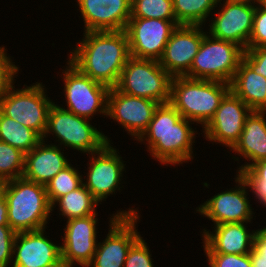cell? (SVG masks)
Segmentation results:
<instances>
[{"label":"cell","mask_w":266,"mask_h":267,"mask_svg":"<svg viewBox=\"0 0 266 267\" xmlns=\"http://www.w3.org/2000/svg\"><path fill=\"white\" fill-rule=\"evenodd\" d=\"M7 202L9 226L17 233L47 228L52 206L46 186L23 177L0 183Z\"/></svg>","instance_id":"obj_3"},{"label":"cell","mask_w":266,"mask_h":267,"mask_svg":"<svg viewBox=\"0 0 266 267\" xmlns=\"http://www.w3.org/2000/svg\"><path fill=\"white\" fill-rule=\"evenodd\" d=\"M44 229L16 233L11 267H45L61 259L60 244L48 239Z\"/></svg>","instance_id":"obj_19"},{"label":"cell","mask_w":266,"mask_h":267,"mask_svg":"<svg viewBox=\"0 0 266 267\" xmlns=\"http://www.w3.org/2000/svg\"><path fill=\"white\" fill-rule=\"evenodd\" d=\"M230 91L252 111H266V78L242 59L230 82Z\"/></svg>","instance_id":"obj_24"},{"label":"cell","mask_w":266,"mask_h":267,"mask_svg":"<svg viewBox=\"0 0 266 267\" xmlns=\"http://www.w3.org/2000/svg\"><path fill=\"white\" fill-rule=\"evenodd\" d=\"M237 186L215 194L196 208V212L212 220L213 225L225 223L250 222L254 212L250 204L248 185L243 178L236 174Z\"/></svg>","instance_id":"obj_14"},{"label":"cell","mask_w":266,"mask_h":267,"mask_svg":"<svg viewBox=\"0 0 266 267\" xmlns=\"http://www.w3.org/2000/svg\"><path fill=\"white\" fill-rule=\"evenodd\" d=\"M0 225H9L7 216V202L3 190L1 188H0Z\"/></svg>","instance_id":"obj_39"},{"label":"cell","mask_w":266,"mask_h":267,"mask_svg":"<svg viewBox=\"0 0 266 267\" xmlns=\"http://www.w3.org/2000/svg\"><path fill=\"white\" fill-rule=\"evenodd\" d=\"M252 110L229 91L221 100L210 121L202 128L206 140L222 143L230 150L239 141L246 117Z\"/></svg>","instance_id":"obj_15"},{"label":"cell","mask_w":266,"mask_h":267,"mask_svg":"<svg viewBox=\"0 0 266 267\" xmlns=\"http://www.w3.org/2000/svg\"><path fill=\"white\" fill-rule=\"evenodd\" d=\"M176 22L179 25L205 26L207 18L213 15L218 0H172Z\"/></svg>","instance_id":"obj_27"},{"label":"cell","mask_w":266,"mask_h":267,"mask_svg":"<svg viewBox=\"0 0 266 267\" xmlns=\"http://www.w3.org/2000/svg\"><path fill=\"white\" fill-rule=\"evenodd\" d=\"M18 75H0V99L5 95L9 86L14 82Z\"/></svg>","instance_id":"obj_40"},{"label":"cell","mask_w":266,"mask_h":267,"mask_svg":"<svg viewBox=\"0 0 266 267\" xmlns=\"http://www.w3.org/2000/svg\"><path fill=\"white\" fill-rule=\"evenodd\" d=\"M5 46L0 47V75H16L19 72V66L12 62L10 56H7Z\"/></svg>","instance_id":"obj_38"},{"label":"cell","mask_w":266,"mask_h":267,"mask_svg":"<svg viewBox=\"0 0 266 267\" xmlns=\"http://www.w3.org/2000/svg\"><path fill=\"white\" fill-rule=\"evenodd\" d=\"M242 59L254 70L255 73L266 78V46L247 48Z\"/></svg>","instance_id":"obj_36"},{"label":"cell","mask_w":266,"mask_h":267,"mask_svg":"<svg viewBox=\"0 0 266 267\" xmlns=\"http://www.w3.org/2000/svg\"><path fill=\"white\" fill-rule=\"evenodd\" d=\"M266 111H252L245 120L239 141L230 150L242 156L245 165L237 169V174L249 169L254 163L266 160ZM247 163V164H246Z\"/></svg>","instance_id":"obj_23"},{"label":"cell","mask_w":266,"mask_h":267,"mask_svg":"<svg viewBox=\"0 0 266 267\" xmlns=\"http://www.w3.org/2000/svg\"><path fill=\"white\" fill-rule=\"evenodd\" d=\"M63 69L64 97L67 109L73 114L92 120L96 113L107 115V98L110 88L92 80L69 61Z\"/></svg>","instance_id":"obj_10"},{"label":"cell","mask_w":266,"mask_h":267,"mask_svg":"<svg viewBox=\"0 0 266 267\" xmlns=\"http://www.w3.org/2000/svg\"><path fill=\"white\" fill-rule=\"evenodd\" d=\"M24 161L25 153L0 141V183L22 177Z\"/></svg>","instance_id":"obj_30"},{"label":"cell","mask_w":266,"mask_h":267,"mask_svg":"<svg viewBox=\"0 0 266 267\" xmlns=\"http://www.w3.org/2000/svg\"><path fill=\"white\" fill-rule=\"evenodd\" d=\"M45 267H67V265L62 259H60L57 263Z\"/></svg>","instance_id":"obj_42"},{"label":"cell","mask_w":266,"mask_h":267,"mask_svg":"<svg viewBox=\"0 0 266 267\" xmlns=\"http://www.w3.org/2000/svg\"><path fill=\"white\" fill-rule=\"evenodd\" d=\"M84 32L125 30L131 16V0H76Z\"/></svg>","instance_id":"obj_20"},{"label":"cell","mask_w":266,"mask_h":267,"mask_svg":"<svg viewBox=\"0 0 266 267\" xmlns=\"http://www.w3.org/2000/svg\"><path fill=\"white\" fill-rule=\"evenodd\" d=\"M48 134L55 135L60 145L91 154L101 150L107 143H111L95 126L90 124L89 119L79 117L64 107L53 103L48 112L47 129L43 140Z\"/></svg>","instance_id":"obj_5"},{"label":"cell","mask_w":266,"mask_h":267,"mask_svg":"<svg viewBox=\"0 0 266 267\" xmlns=\"http://www.w3.org/2000/svg\"><path fill=\"white\" fill-rule=\"evenodd\" d=\"M266 46V3L256 5L253 30L249 39L248 48Z\"/></svg>","instance_id":"obj_33"},{"label":"cell","mask_w":266,"mask_h":267,"mask_svg":"<svg viewBox=\"0 0 266 267\" xmlns=\"http://www.w3.org/2000/svg\"><path fill=\"white\" fill-rule=\"evenodd\" d=\"M71 163L54 176L45 186L51 206L62 196L79 188L85 179ZM84 179V180H83Z\"/></svg>","instance_id":"obj_28"},{"label":"cell","mask_w":266,"mask_h":267,"mask_svg":"<svg viewBox=\"0 0 266 267\" xmlns=\"http://www.w3.org/2000/svg\"><path fill=\"white\" fill-rule=\"evenodd\" d=\"M229 91L230 84L225 82L175 76L169 103L183 118L204 127Z\"/></svg>","instance_id":"obj_4"},{"label":"cell","mask_w":266,"mask_h":267,"mask_svg":"<svg viewBox=\"0 0 266 267\" xmlns=\"http://www.w3.org/2000/svg\"><path fill=\"white\" fill-rule=\"evenodd\" d=\"M15 235L9 225H0V267L11 266Z\"/></svg>","instance_id":"obj_35"},{"label":"cell","mask_w":266,"mask_h":267,"mask_svg":"<svg viewBox=\"0 0 266 267\" xmlns=\"http://www.w3.org/2000/svg\"><path fill=\"white\" fill-rule=\"evenodd\" d=\"M41 140L30 152L25 154L23 178L46 185L70 162L64 156V149Z\"/></svg>","instance_id":"obj_22"},{"label":"cell","mask_w":266,"mask_h":267,"mask_svg":"<svg viewBox=\"0 0 266 267\" xmlns=\"http://www.w3.org/2000/svg\"><path fill=\"white\" fill-rule=\"evenodd\" d=\"M239 175L255 194L260 204H266V160L254 163L249 169L241 171Z\"/></svg>","instance_id":"obj_31"},{"label":"cell","mask_w":266,"mask_h":267,"mask_svg":"<svg viewBox=\"0 0 266 267\" xmlns=\"http://www.w3.org/2000/svg\"><path fill=\"white\" fill-rule=\"evenodd\" d=\"M41 140L42 138L34 130L5 116L0 111V141L17 148L26 154Z\"/></svg>","instance_id":"obj_26"},{"label":"cell","mask_w":266,"mask_h":267,"mask_svg":"<svg viewBox=\"0 0 266 267\" xmlns=\"http://www.w3.org/2000/svg\"><path fill=\"white\" fill-rule=\"evenodd\" d=\"M221 1L218 3L222 9L214 14L207 33L213 38L235 43L245 51L253 30L256 5L232 0H224L222 4Z\"/></svg>","instance_id":"obj_13"},{"label":"cell","mask_w":266,"mask_h":267,"mask_svg":"<svg viewBox=\"0 0 266 267\" xmlns=\"http://www.w3.org/2000/svg\"><path fill=\"white\" fill-rule=\"evenodd\" d=\"M139 219L138 209L133 208L112 214L108 234L102 243L98 242L87 267H123L129 249L141 237L136 229Z\"/></svg>","instance_id":"obj_9"},{"label":"cell","mask_w":266,"mask_h":267,"mask_svg":"<svg viewBox=\"0 0 266 267\" xmlns=\"http://www.w3.org/2000/svg\"><path fill=\"white\" fill-rule=\"evenodd\" d=\"M130 18L176 20L172 0H131Z\"/></svg>","instance_id":"obj_29"},{"label":"cell","mask_w":266,"mask_h":267,"mask_svg":"<svg viewBox=\"0 0 266 267\" xmlns=\"http://www.w3.org/2000/svg\"><path fill=\"white\" fill-rule=\"evenodd\" d=\"M209 267H252L249 254L205 253Z\"/></svg>","instance_id":"obj_34"},{"label":"cell","mask_w":266,"mask_h":267,"mask_svg":"<svg viewBox=\"0 0 266 267\" xmlns=\"http://www.w3.org/2000/svg\"><path fill=\"white\" fill-rule=\"evenodd\" d=\"M147 242L140 237L129 249L123 267H154Z\"/></svg>","instance_id":"obj_32"},{"label":"cell","mask_w":266,"mask_h":267,"mask_svg":"<svg viewBox=\"0 0 266 267\" xmlns=\"http://www.w3.org/2000/svg\"><path fill=\"white\" fill-rule=\"evenodd\" d=\"M247 223L249 222L214 225L212 232L203 229L204 252L237 255L251 253L257 230H247Z\"/></svg>","instance_id":"obj_21"},{"label":"cell","mask_w":266,"mask_h":267,"mask_svg":"<svg viewBox=\"0 0 266 267\" xmlns=\"http://www.w3.org/2000/svg\"><path fill=\"white\" fill-rule=\"evenodd\" d=\"M117 152L113 145L107 143L101 150L88 154L92 157L88 163L86 181H83V184L100 204L102 201H106L105 199L110 194H115L116 190L122 188L119 185L126 164Z\"/></svg>","instance_id":"obj_12"},{"label":"cell","mask_w":266,"mask_h":267,"mask_svg":"<svg viewBox=\"0 0 266 267\" xmlns=\"http://www.w3.org/2000/svg\"><path fill=\"white\" fill-rule=\"evenodd\" d=\"M244 50L235 43L204 35L190 70L191 79L215 80L230 84L242 60Z\"/></svg>","instance_id":"obj_6"},{"label":"cell","mask_w":266,"mask_h":267,"mask_svg":"<svg viewBox=\"0 0 266 267\" xmlns=\"http://www.w3.org/2000/svg\"><path fill=\"white\" fill-rule=\"evenodd\" d=\"M250 259L252 267H266V235L260 229L257 230Z\"/></svg>","instance_id":"obj_37"},{"label":"cell","mask_w":266,"mask_h":267,"mask_svg":"<svg viewBox=\"0 0 266 267\" xmlns=\"http://www.w3.org/2000/svg\"><path fill=\"white\" fill-rule=\"evenodd\" d=\"M99 203L92 197L91 193L86 189L84 184L70 193L60 197L53 205L52 211L58 205L59 215L67 218L87 217L96 213V206Z\"/></svg>","instance_id":"obj_25"},{"label":"cell","mask_w":266,"mask_h":267,"mask_svg":"<svg viewBox=\"0 0 266 267\" xmlns=\"http://www.w3.org/2000/svg\"><path fill=\"white\" fill-rule=\"evenodd\" d=\"M96 215L67 220L63 244L60 245L61 259L67 267H74L76 264L87 267L92 262L98 244Z\"/></svg>","instance_id":"obj_17"},{"label":"cell","mask_w":266,"mask_h":267,"mask_svg":"<svg viewBox=\"0 0 266 267\" xmlns=\"http://www.w3.org/2000/svg\"><path fill=\"white\" fill-rule=\"evenodd\" d=\"M178 25L176 20L130 18L125 28L130 57L159 61Z\"/></svg>","instance_id":"obj_11"},{"label":"cell","mask_w":266,"mask_h":267,"mask_svg":"<svg viewBox=\"0 0 266 267\" xmlns=\"http://www.w3.org/2000/svg\"><path fill=\"white\" fill-rule=\"evenodd\" d=\"M33 84L15 90L12 83L0 99V111L34 130L43 139L47 129L48 112L54 102L45 94L46 88L42 83Z\"/></svg>","instance_id":"obj_8"},{"label":"cell","mask_w":266,"mask_h":267,"mask_svg":"<svg viewBox=\"0 0 266 267\" xmlns=\"http://www.w3.org/2000/svg\"><path fill=\"white\" fill-rule=\"evenodd\" d=\"M265 235H266V227H263V229H260Z\"/></svg>","instance_id":"obj_43"},{"label":"cell","mask_w":266,"mask_h":267,"mask_svg":"<svg viewBox=\"0 0 266 267\" xmlns=\"http://www.w3.org/2000/svg\"><path fill=\"white\" fill-rule=\"evenodd\" d=\"M190 124L194 123L183 118L169 102L162 103L136 141L145 143L150 155L163 166L187 163L194 158L192 146L197 134Z\"/></svg>","instance_id":"obj_2"},{"label":"cell","mask_w":266,"mask_h":267,"mask_svg":"<svg viewBox=\"0 0 266 267\" xmlns=\"http://www.w3.org/2000/svg\"><path fill=\"white\" fill-rule=\"evenodd\" d=\"M206 33L199 25H178L168 39L159 64L172 77L184 76L190 70Z\"/></svg>","instance_id":"obj_18"},{"label":"cell","mask_w":266,"mask_h":267,"mask_svg":"<svg viewBox=\"0 0 266 267\" xmlns=\"http://www.w3.org/2000/svg\"><path fill=\"white\" fill-rule=\"evenodd\" d=\"M70 52L69 62L92 80L114 88L130 58L128 37L121 31H89Z\"/></svg>","instance_id":"obj_1"},{"label":"cell","mask_w":266,"mask_h":267,"mask_svg":"<svg viewBox=\"0 0 266 267\" xmlns=\"http://www.w3.org/2000/svg\"><path fill=\"white\" fill-rule=\"evenodd\" d=\"M159 104L154 100L127 95L114 87L108 93L106 117L116 121L137 140L148 128Z\"/></svg>","instance_id":"obj_16"},{"label":"cell","mask_w":266,"mask_h":267,"mask_svg":"<svg viewBox=\"0 0 266 267\" xmlns=\"http://www.w3.org/2000/svg\"><path fill=\"white\" fill-rule=\"evenodd\" d=\"M232 1L241 2V3H248V4H252V5L257 4V6L259 4L266 3V0H232Z\"/></svg>","instance_id":"obj_41"},{"label":"cell","mask_w":266,"mask_h":267,"mask_svg":"<svg viewBox=\"0 0 266 267\" xmlns=\"http://www.w3.org/2000/svg\"><path fill=\"white\" fill-rule=\"evenodd\" d=\"M172 76L156 60L130 57L122 69L116 88L127 95L154 100H170Z\"/></svg>","instance_id":"obj_7"}]
</instances>
